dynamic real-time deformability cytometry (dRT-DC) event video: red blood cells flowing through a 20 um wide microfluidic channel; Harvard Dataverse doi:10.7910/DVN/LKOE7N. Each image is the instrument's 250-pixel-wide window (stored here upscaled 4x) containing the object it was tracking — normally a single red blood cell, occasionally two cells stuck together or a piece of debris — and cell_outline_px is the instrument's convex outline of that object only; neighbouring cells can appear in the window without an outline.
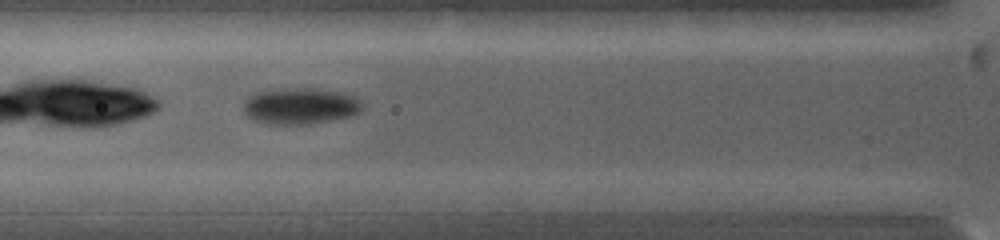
{"species": "common noctule bat (a hibernating species)", "species_latin": "Nyctalus noctula", "temperature_condition": "warm", "stored_images_in_passage": 3, "camera_frame_rate_fps": 5000, "um_per_image_px": 0.085, "animal": {"sex": "female", "body_mass_g": 19.0, "forearm_length_mm": 53.3}, "frame": {"image": 1, "passage_image": 3, "time_ms": 1.4, "image_size_px": [1000, 240], "cell_outline_px": [[364, 108], [360, 112], [352, 116], [308, 124], [268, 124], [256, 120], [248, 116], [244, 112], [244, 100], [248, 96], [256, 92], [304, 88], [312, 88], [340, 92], [352, 96], [360, 100], [364, 104]], "centroid_in_image_um": [25.56, 9.02], "position_along_channel_um": 100.2, "area_um2": 24.91}}